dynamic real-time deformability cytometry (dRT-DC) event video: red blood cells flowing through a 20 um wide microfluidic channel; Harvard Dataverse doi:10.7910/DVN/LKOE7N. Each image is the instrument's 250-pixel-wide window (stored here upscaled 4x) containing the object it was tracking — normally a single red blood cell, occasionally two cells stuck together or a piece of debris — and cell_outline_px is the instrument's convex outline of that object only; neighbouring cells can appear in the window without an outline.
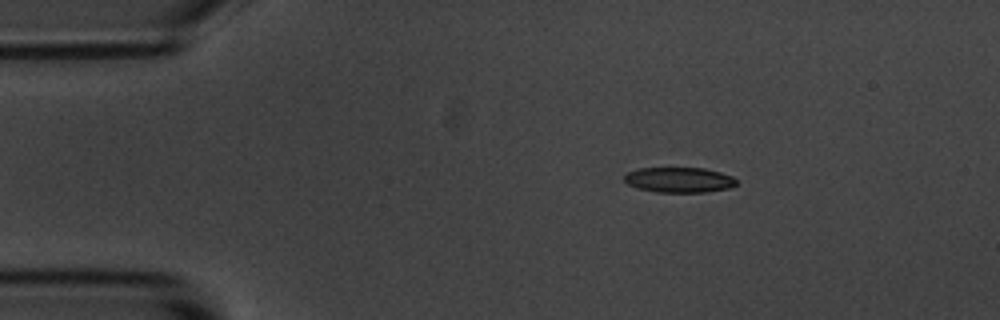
{"species": "common noctule bat (a hibernating species)", "species_latin": "Nyctalus noctula", "temperature_condition": "room temperature", "stored_images_in_passage": 6, "camera_frame_rate_fps": 3000, "um_per_image_px": 0.085, "animal": {"sex": "male", "body_mass_g": 20.1, "forearm_length_mm": 53.5}, "frame": {"image": 1, "passage_image": 1, "time_ms": 0.0, "image_size_px": [1000, 320], "cell_outline_px": [[736, 184], [728, 188], [704, 192], [656, 192], [640, 188], [628, 184], [624, 180], [624, 176], [628, 172], [640, 168], [704, 168], [720, 172], [732, 176], [736, 180]], "centroid_in_image_um": [57.73, 15.28], "position_along_channel_um": 27.3, "area_um2": 16.3}}
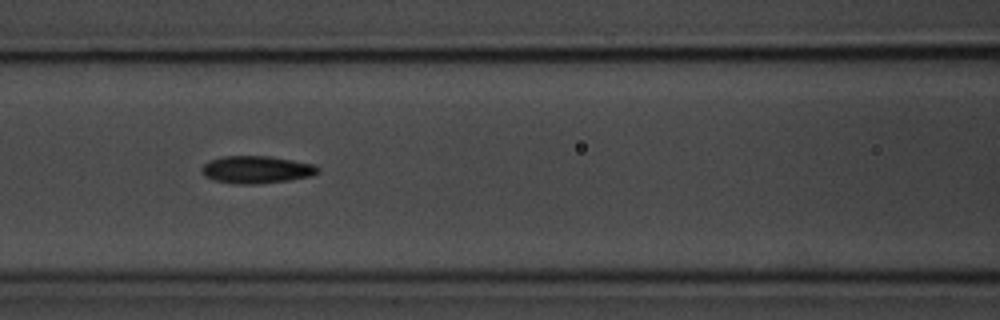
{"frame": {"image": 2, "passage_image": 5, "time_ms": 4.667, "image_size_px": [1000, 320], "cell_outline_px": [[320, 172], [312, 176], [288, 180], [256, 184], [232, 184], [212, 180], [204, 176], [200, 172], [200, 168], [208, 160], [224, 156], [268, 156], [316, 164], [320, 168]], "centroid_in_image_um": [21.78, 14.42], "position_along_channel_um": 144.8, "area_um2": 18.9}}
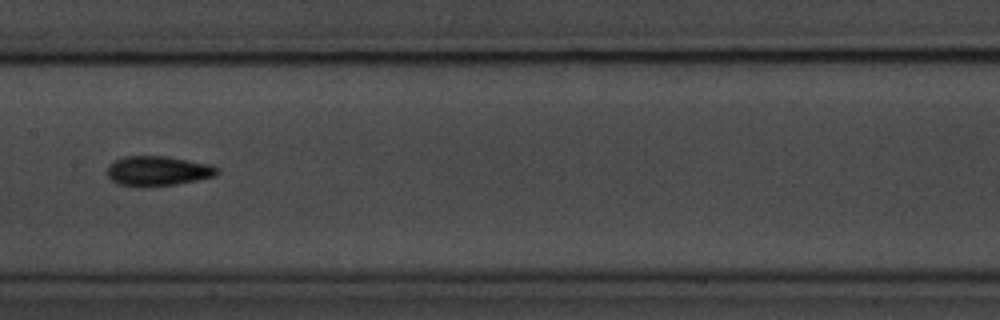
{"frame": {"image": 3, "passage_image": 6, "time_ms": 6.0, "image_size_px": [1000, 320], "cell_outline_px": [[220, 172], [216, 176], [200, 180], [176, 184], [116, 184], [108, 176], [108, 168], [116, 160], [124, 156], [168, 156], [212, 164], [220, 168]], "centroid_in_image_um": [13.54, 14.49], "position_along_channel_um": 193.9, "area_um2": 18.67}}